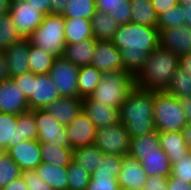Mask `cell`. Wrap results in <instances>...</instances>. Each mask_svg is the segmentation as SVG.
<instances>
[{"label":"cell","mask_w":191,"mask_h":190,"mask_svg":"<svg viewBox=\"0 0 191 190\" xmlns=\"http://www.w3.org/2000/svg\"><path fill=\"white\" fill-rule=\"evenodd\" d=\"M160 47L179 57L191 52V26L183 25L159 31Z\"/></svg>","instance_id":"cell-15"},{"label":"cell","mask_w":191,"mask_h":190,"mask_svg":"<svg viewBox=\"0 0 191 190\" xmlns=\"http://www.w3.org/2000/svg\"><path fill=\"white\" fill-rule=\"evenodd\" d=\"M79 67L62 57H57L49 71L52 81L63 97L79 98L78 91Z\"/></svg>","instance_id":"cell-9"},{"label":"cell","mask_w":191,"mask_h":190,"mask_svg":"<svg viewBox=\"0 0 191 190\" xmlns=\"http://www.w3.org/2000/svg\"><path fill=\"white\" fill-rule=\"evenodd\" d=\"M95 11V0H69L62 16L64 18H85L91 20Z\"/></svg>","instance_id":"cell-36"},{"label":"cell","mask_w":191,"mask_h":190,"mask_svg":"<svg viewBox=\"0 0 191 190\" xmlns=\"http://www.w3.org/2000/svg\"><path fill=\"white\" fill-rule=\"evenodd\" d=\"M179 4H191V0H178Z\"/></svg>","instance_id":"cell-58"},{"label":"cell","mask_w":191,"mask_h":190,"mask_svg":"<svg viewBox=\"0 0 191 190\" xmlns=\"http://www.w3.org/2000/svg\"><path fill=\"white\" fill-rule=\"evenodd\" d=\"M35 170L38 176L54 190H68L66 167L42 162Z\"/></svg>","instance_id":"cell-28"},{"label":"cell","mask_w":191,"mask_h":190,"mask_svg":"<svg viewBox=\"0 0 191 190\" xmlns=\"http://www.w3.org/2000/svg\"><path fill=\"white\" fill-rule=\"evenodd\" d=\"M160 147L168 155L172 164L187 156L190 152L189 147L184 141L181 131L179 132H158Z\"/></svg>","instance_id":"cell-22"},{"label":"cell","mask_w":191,"mask_h":190,"mask_svg":"<svg viewBox=\"0 0 191 190\" xmlns=\"http://www.w3.org/2000/svg\"><path fill=\"white\" fill-rule=\"evenodd\" d=\"M131 22L139 25L157 27V14L151 0H130Z\"/></svg>","instance_id":"cell-31"},{"label":"cell","mask_w":191,"mask_h":190,"mask_svg":"<svg viewBox=\"0 0 191 190\" xmlns=\"http://www.w3.org/2000/svg\"><path fill=\"white\" fill-rule=\"evenodd\" d=\"M184 141L191 150V123L185 125V127L181 130Z\"/></svg>","instance_id":"cell-56"},{"label":"cell","mask_w":191,"mask_h":190,"mask_svg":"<svg viewBox=\"0 0 191 190\" xmlns=\"http://www.w3.org/2000/svg\"><path fill=\"white\" fill-rule=\"evenodd\" d=\"M119 190H140V189L119 187Z\"/></svg>","instance_id":"cell-59"},{"label":"cell","mask_w":191,"mask_h":190,"mask_svg":"<svg viewBox=\"0 0 191 190\" xmlns=\"http://www.w3.org/2000/svg\"><path fill=\"white\" fill-rule=\"evenodd\" d=\"M160 150L159 133L157 130L144 136L130 139L129 154L159 153Z\"/></svg>","instance_id":"cell-34"},{"label":"cell","mask_w":191,"mask_h":190,"mask_svg":"<svg viewBox=\"0 0 191 190\" xmlns=\"http://www.w3.org/2000/svg\"><path fill=\"white\" fill-rule=\"evenodd\" d=\"M44 15L51 14V0H25Z\"/></svg>","instance_id":"cell-48"},{"label":"cell","mask_w":191,"mask_h":190,"mask_svg":"<svg viewBox=\"0 0 191 190\" xmlns=\"http://www.w3.org/2000/svg\"><path fill=\"white\" fill-rule=\"evenodd\" d=\"M179 67L191 74V52L189 54L180 56Z\"/></svg>","instance_id":"cell-54"},{"label":"cell","mask_w":191,"mask_h":190,"mask_svg":"<svg viewBox=\"0 0 191 190\" xmlns=\"http://www.w3.org/2000/svg\"><path fill=\"white\" fill-rule=\"evenodd\" d=\"M141 162L143 170L147 176L160 175L169 177L172 165L168 155L161 149L159 153L150 154H128Z\"/></svg>","instance_id":"cell-21"},{"label":"cell","mask_w":191,"mask_h":190,"mask_svg":"<svg viewBox=\"0 0 191 190\" xmlns=\"http://www.w3.org/2000/svg\"><path fill=\"white\" fill-rule=\"evenodd\" d=\"M42 162L67 167L73 161V149L50 143H40Z\"/></svg>","instance_id":"cell-27"},{"label":"cell","mask_w":191,"mask_h":190,"mask_svg":"<svg viewBox=\"0 0 191 190\" xmlns=\"http://www.w3.org/2000/svg\"><path fill=\"white\" fill-rule=\"evenodd\" d=\"M6 153L19 166L21 171L36 169L42 163L40 142L25 140L10 147Z\"/></svg>","instance_id":"cell-16"},{"label":"cell","mask_w":191,"mask_h":190,"mask_svg":"<svg viewBox=\"0 0 191 190\" xmlns=\"http://www.w3.org/2000/svg\"><path fill=\"white\" fill-rule=\"evenodd\" d=\"M171 176L179 181L191 184V152L172 164Z\"/></svg>","instance_id":"cell-44"},{"label":"cell","mask_w":191,"mask_h":190,"mask_svg":"<svg viewBox=\"0 0 191 190\" xmlns=\"http://www.w3.org/2000/svg\"><path fill=\"white\" fill-rule=\"evenodd\" d=\"M0 190H28L26 183L22 175L16 179H14L9 184L5 185L4 187L0 188Z\"/></svg>","instance_id":"cell-50"},{"label":"cell","mask_w":191,"mask_h":190,"mask_svg":"<svg viewBox=\"0 0 191 190\" xmlns=\"http://www.w3.org/2000/svg\"><path fill=\"white\" fill-rule=\"evenodd\" d=\"M96 47V39L91 38L65 46L63 57L80 67L91 65Z\"/></svg>","instance_id":"cell-23"},{"label":"cell","mask_w":191,"mask_h":190,"mask_svg":"<svg viewBox=\"0 0 191 190\" xmlns=\"http://www.w3.org/2000/svg\"><path fill=\"white\" fill-rule=\"evenodd\" d=\"M37 126V140L40 143L57 144L62 147H70V140L65 126L57 122L44 109L35 110Z\"/></svg>","instance_id":"cell-10"},{"label":"cell","mask_w":191,"mask_h":190,"mask_svg":"<svg viewBox=\"0 0 191 190\" xmlns=\"http://www.w3.org/2000/svg\"><path fill=\"white\" fill-rule=\"evenodd\" d=\"M168 190H191V184L179 181L171 175L167 177Z\"/></svg>","instance_id":"cell-49"},{"label":"cell","mask_w":191,"mask_h":190,"mask_svg":"<svg viewBox=\"0 0 191 190\" xmlns=\"http://www.w3.org/2000/svg\"><path fill=\"white\" fill-rule=\"evenodd\" d=\"M122 161V156L104 154L97 170L92 174H112L115 178H117L122 167Z\"/></svg>","instance_id":"cell-43"},{"label":"cell","mask_w":191,"mask_h":190,"mask_svg":"<svg viewBox=\"0 0 191 190\" xmlns=\"http://www.w3.org/2000/svg\"><path fill=\"white\" fill-rule=\"evenodd\" d=\"M6 152V149L0 145V155L4 154Z\"/></svg>","instance_id":"cell-60"},{"label":"cell","mask_w":191,"mask_h":190,"mask_svg":"<svg viewBox=\"0 0 191 190\" xmlns=\"http://www.w3.org/2000/svg\"><path fill=\"white\" fill-rule=\"evenodd\" d=\"M179 56L157 47L150 52L142 70L135 77V86L151 91H166L179 67Z\"/></svg>","instance_id":"cell-3"},{"label":"cell","mask_w":191,"mask_h":190,"mask_svg":"<svg viewBox=\"0 0 191 190\" xmlns=\"http://www.w3.org/2000/svg\"><path fill=\"white\" fill-rule=\"evenodd\" d=\"M28 100L30 110L44 109L61 97L49 74L24 73L12 78Z\"/></svg>","instance_id":"cell-4"},{"label":"cell","mask_w":191,"mask_h":190,"mask_svg":"<svg viewBox=\"0 0 191 190\" xmlns=\"http://www.w3.org/2000/svg\"><path fill=\"white\" fill-rule=\"evenodd\" d=\"M104 153L95 144L82 146L73 150V162L92 174L97 170Z\"/></svg>","instance_id":"cell-26"},{"label":"cell","mask_w":191,"mask_h":190,"mask_svg":"<svg viewBox=\"0 0 191 190\" xmlns=\"http://www.w3.org/2000/svg\"><path fill=\"white\" fill-rule=\"evenodd\" d=\"M9 78H15L30 71L28 62L29 39L22 38L4 50Z\"/></svg>","instance_id":"cell-18"},{"label":"cell","mask_w":191,"mask_h":190,"mask_svg":"<svg viewBox=\"0 0 191 190\" xmlns=\"http://www.w3.org/2000/svg\"><path fill=\"white\" fill-rule=\"evenodd\" d=\"M153 113L158 132H179L187 124L179 99L166 91H154Z\"/></svg>","instance_id":"cell-7"},{"label":"cell","mask_w":191,"mask_h":190,"mask_svg":"<svg viewBox=\"0 0 191 190\" xmlns=\"http://www.w3.org/2000/svg\"><path fill=\"white\" fill-rule=\"evenodd\" d=\"M119 25L110 14L97 9L91 18L94 39L112 40Z\"/></svg>","instance_id":"cell-29"},{"label":"cell","mask_w":191,"mask_h":190,"mask_svg":"<svg viewBox=\"0 0 191 190\" xmlns=\"http://www.w3.org/2000/svg\"><path fill=\"white\" fill-rule=\"evenodd\" d=\"M68 190H86L91 174L84 171L81 166L75 164L73 161L66 167Z\"/></svg>","instance_id":"cell-38"},{"label":"cell","mask_w":191,"mask_h":190,"mask_svg":"<svg viewBox=\"0 0 191 190\" xmlns=\"http://www.w3.org/2000/svg\"><path fill=\"white\" fill-rule=\"evenodd\" d=\"M167 177L155 175L147 178L142 190H168Z\"/></svg>","instance_id":"cell-46"},{"label":"cell","mask_w":191,"mask_h":190,"mask_svg":"<svg viewBox=\"0 0 191 190\" xmlns=\"http://www.w3.org/2000/svg\"><path fill=\"white\" fill-rule=\"evenodd\" d=\"M23 37L19 34L9 13L0 16V51L6 50Z\"/></svg>","instance_id":"cell-37"},{"label":"cell","mask_w":191,"mask_h":190,"mask_svg":"<svg viewBox=\"0 0 191 190\" xmlns=\"http://www.w3.org/2000/svg\"><path fill=\"white\" fill-rule=\"evenodd\" d=\"M82 101L83 98L61 96L44 110L61 125L66 126L82 112Z\"/></svg>","instance_id":"cell-19"},{"label":"cell","mask_w":191,"mask_h":190,"mask_svg":"<svg viewBox=\"0 0 191 190\" xmlns=\"http://www.w3.org/2000/svg\"><path fill=\"white\" fill-rule=\"evenodd\" d=\"M82 111L89 116L97 129L120 123L119 108L103 105L101 101H92L89 97L83 98Z\"/></svg>","instance_id":"cell-17"},{"label":"cell","mask_w":191,"mask_h":190,"mask_svg":"<svg viewBox=\"0 0 191 190\" xmlns=\"http://www.w3.org/2000/svg\"><path fill=\"white\" fill-rule=\"evenodd\" d=\"M92 66L101 72L124 71L121 51L111 40L96 39Z\"/></svg>","instance_id":"cell-12"},{"label":"cell","mask_w":191,"mask_h":190,"mask_svg":"<svg viewBox=\"0 0 191 190\" xmlns=\"http://www.w3.org/2000/svg\"><path fill=\"white\" fill-rule=\"evenodd\" d=\"M147 178L148 176L138 159L130 155L123 156L122 167L117 177L119 187L142 190Z\"/></svg>","instance_id":"cell-20"},{"label":"cell","mask_w":191,"mask_h":190,"mask_svg":"<svg viewBox=\"0 0 191 190\" xmlns=\"http://www.w3.org/2000/svg\"><path fill=\"white\" fill-rule=\"evenodd\" d=\"M28 100L11 78L0 82V113L19 115L29 111Z\"/></svg>","instance_id":"cell-13"},{"label":"cell","mask_w":191,"mask_h":190,"mask_svg":"<svg viewBox=\"0 0 191 190\" xmlns=\"http://www.w3.org/2000/svg\"><path fill=\"white\" fill-rule=\"evenodd\" d=\"M166 92L178 99L191 97V74L178 67Z\"/></svg>","instance_id":"cell-35"},{"label":"cell","mask_w":191,"mask_h":190,"mask_svg":"<svg viewBox=\"0 0 191 190\" xmlns=\"http://www.w3.org/2000/svg\"><path fill=\"white\" fill-rule=\"evenodd\" d=\"M9 79L7 59L4 51H0V82Z\"/></svg>","instance_id":"cell-53"},{"label":"cell","mask_w":191,"mask_h":190,"mask_svg":"<svg viewBox=\"0 0 191 190\" xmlns=\"http://www.w3.org/2000/svg\"><path fill=\"white\" fill-rule=\"evenodd\" d=\"M69 0H51V14L62 15Z\"/></svg>","instance_id":"cell-51"},{"label":"cell","mask_w":191,"mask_h":190,"mask_svg":"<svg viewBox=\"0 0 191 190\" xmlns=\"http://www.w3.org/2000/svg\"><path fill=\"white\" fill-rule=\"evenodd\" d=\"M103 74L92 65L80 67L78 74L79 98L89 97L100 83Z\"/></svg>","instance_id":"cell-32"},{"label":"cell","mask_w":191,"mask_h":190,"mask_svg":"<svg viewBox=\"0 0 191 190\" xmlns=\"http://www.w3.org/2000/svg\"><path fill=\"white\" fill-rule=\"evenodd\" d=\"M65 43L66 45L94 38L91 20L85 18H65Z\"/></svg>","instance_id":"cell-25"},{"label":"cell","mask_w":191,"mask_h":190,"mask_svg":"<svg viewBox=\"0 0 191 190\" xmlns=\"http://www.w3.org/2000/svg\"><path fill=\"white\" fill-rule=\"evenodd\" d=\"M70 140V147L76 148L95 144L97 128L85 112H81L76 118L65 126Z\"/></svg>","instance_id":"cell-14"},{"label":"cell","mask_w":191,"mask_h":190,"mask_svg":"<svg viewBox=\"0 0 191 190\" xmlns=\"http://www.w3.org/2000/svg\"><path fill=\"white\" fill-rule=\"evenodd\" d=\"M184 18V24L191 26V4H181Z\"/></svg>","instance_id":"cell-55"},{"label":"cell","mask_w":191,"mask_h":190,"mask_svg":"<svg viewBox=\"0 0 191 190\" xmlns=\"http://www.w3.org/2000/svg\"><path fill=\"white\" fill-rule=\"evenodd\" d=\"M9 14L23 38H27L38 28L45 16L25 0H12Z\"/></svg>","instance_id":"cell-11"},{"label":"cell","mask_w":191,"mask_h":190,"mask_svg":"<svg viewBox=\"0 0 191 190\" xmlns=\"http://www.w3.org/2000/svg\"><path fill=\"white\" fill-rule=\"evenodd\" d=\"M17 126H20L21 142L25 140H36L38 132L35 121V110H29L19 114Z\"/></svg>","instance_id":"cell-40"},{"label":"cell","mask_w":191,"mask_h":190,"mask_svg":"<svg viewBox=\"0 0 191 190\" xmlns=\"http://www.w3.org/2000/svg\"><path fill=\"white\" fill-rule=\"evenodd\" d=\"M183 11L181 4H178L157 17L158 30L175 28L184 25Z\"/></svg>","instance_id":"cell-41"},{"label":"cell","mask_w":191,"mask_h":190,"mask_svg":"<svg viewBox=\"0 0 191 190\" xmlns=\"http://www.w3.org/2000/svg\"><path fill=\"white\" fill-rule=\"evenodd\" d=\"M21 175L28 190H54L38 176L35 169L22 171Z\"/></svg>","instance_id":"cell-45"},{"label":"cell","mask_w":191,"mask_h":190,"mask_svg":"<svg viewBox=\"0 0 191 190\" xmlns=\"http://www.w3.org/2000/svg\"><path fill=\"white\" fill-rule=\"evenodd\" d=\"M86 190H119L118 179L112 174H91Z\"/></svg>","instance_id":"cell-42"},{"label":"cell","mask_w":191,"mask_h":190,"mask_svg":"<svg viewBox=\"0 0 191 190\" xmlns=\"http://www.w3.org/2000/svg\"><path fill=\"white\" fill-rule=\"evenodd\" d=\"M154 91L135 86L119 107V120L130 139L155 131L153 122Z\"/></svg>","instance_id":"cell-2"},{"label":"cell","mask_w":191,"mask_h":190,"mask_svg":"<svg viewBox=\"0 0 191 190\" xmlns=\"http://www.w3.org/2000/svg\"><path fill=\"white\" fill-rule=\"evenodd\" d=\"M111 41L121 51L124 71L134 78L142 70L150 52L160 46L157 27L132 22L119 25Z\"/></svg>","instance_id":"cell-1"},{"label":"cell","mask_w":191,"mask_h":190,"mask_svg":"<svg viewBox=\"0 0 191 190\" xmlns=\"http://www.w3.org/2000/svg\"><path fill=\"white\" fill-rule=\"evenodd\" d=\"M28 59L30 72L42 75L49 74L55 57L29 43Z\"/></svg>","instance_id":"cell-33"},{"label":"cell","mask_w":191,"mask_h":190,"mask_svg":"<svg viewBox=\"0 0 191 190\" xmlns=\"http://www.w3.org/2000/svg\"><path fill=\"white\" fill-rule=\"evenodd\" d=\"M135 87V78L125 71L104 72L101 81L89 98L103 105L119 108Z\"/></svg>","instance_id":"cell-6"},{"label":"cell","mask_w":191,"mask_h":190,"mask_svg":"<svg viewBox=\"0 0 191 190\" xmlns=\"http://www.w3.org/2000/svg\"><path fill=\"white\" fill-rule=\"evenodd\" d=\"M96 9L110 14L120 25L131 22L130 0H95Z\"/></svg>","instance_id":"cell-30"},{"label":"cell","mask_w":191,"mask_h":190,"mask_svg":"<svg viewBox=\"0 0 191 190\" xmlns=\"http://www.w3.org/2000/svg\"><path fill=\"white\" fill-rule=\"evenodd\" d=\"M18 115L0 113V145L6 151L21 142L20 126H17Z\"/></svg>","instance_id":"cell-24"},{"label":"cell","mask_w":191,"mask_h":190,"mask_svg":"<svg viewBox=\"0 0 191 190\" xmlns=\"http://www.w3.org/2000/svg\"><path fill=\"white\" fill-rule=\"evenodd\" d=\"M151 3L158 16L164 12H167L174 6L178 5L179 1L178 0H151Z\"/></svg>","instance_id":"cell-47"},{"label":"cell","mask_w":191,"mask_h":190,"mask_svg":"<svg viewBox=\"0 0 191 190\" xmlns=\"http://www.w3.org/2000/svg\"><path fill=\"white\" fill-rule=\"evenodd\" d=\"M12 0H0V16L10 12Z\"/></svg>","instance_id":"cell-57"},{"label":"cell","mask_w":191,"mask_h":190,"mask_svg":"<svg viewBox=\"0 0 191 190\" xmlns=\"http://www.w3.org/2000/svg\"><path fill=\"white\" fill-rule=\"evenodd\" d=\"M95 145L104 154L123 157L129 154L130 136L122 123L99 128Z\"/></svg>","instance_id":"cell-8"},{"label":"cell","mask_w":191,"mask_h":190,"mask_svg":"<svg viewBox=\"0 0 191 190\" xmlns=\"http://www.w3.org/2000/svg\"><path fill=\"white\" fill-rule=\"evenodd\" d=\"M179 103L183 112L186 115V122L191 123V97H184L179 99Z\"/></svg>","instance_id":"cell-52"},{"label":"cell","mask_w":191,"mask_h":190,"mask_svg":"<svg viewBox=\"0 0 191 190\" xmlns=\"http://www.w3.org/2000/svg\"><path fill=\"white\" fill-rule=\"evenodd\" d=\"M65 18L62 15L47 14L42 23L27 38L29 43L46 53L62 57L65 51Z\"/></svg>","instance_id":"cell-5"},{"label":"cell","mask_w":191,"mask_h":190,"mask_svg":"<svg viewBox=\"0 0 191 190\" xmlns=\"http://www.w3.org/2000/svg\"><path fill=\"white\" fill-rule=\"evenodd\" d=\"M21 174L19 166L6 152L0 155V188L20 177Z\"/></svg>","instance_id":"cell-39"}]
</instances>
